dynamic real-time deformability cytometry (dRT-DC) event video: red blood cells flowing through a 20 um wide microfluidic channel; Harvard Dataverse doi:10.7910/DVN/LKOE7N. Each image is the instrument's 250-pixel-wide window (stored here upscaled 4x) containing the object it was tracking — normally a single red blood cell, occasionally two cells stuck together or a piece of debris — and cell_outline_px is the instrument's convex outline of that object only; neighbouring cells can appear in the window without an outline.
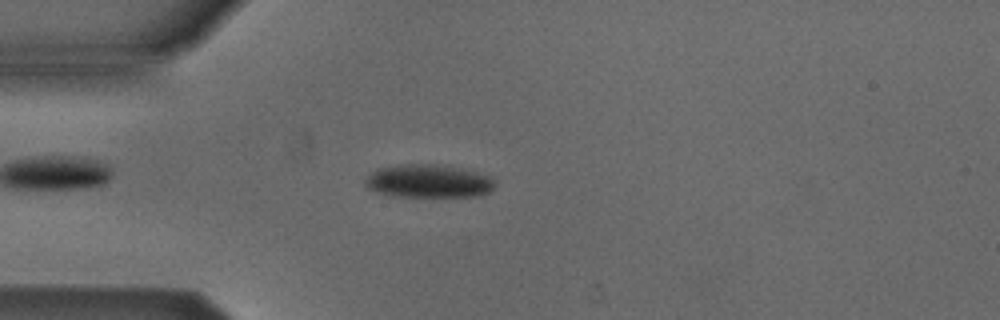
{"species": "Egyptian fruit bat (a non-hibernating species)", "species_latin": "Rousettus aegyptiacus", "temperature_condition": "cold", "stored_images_in_passage": 45, "camera_frame_rate_fps": 3000, "um_per_image_px": 0.085, "animal": {"sex": "male"}, "frame": {"image": 1, "passage_image": 6, "time_ms": 1.667, "image_size_px": [1000, 320], "cell_outline_px": [[496, 184], [488, 192], [476, 196], [392, 196], [376, 192], [368, 188], [364, 184], [364, 180], [376, 168], [400, 164], [444, 164], [464, 168], [488, 176]], "centroid_in_image_um": [36.38, 15.38], "position_along_channel_um": 48.6, "area_um2": 25.2}}
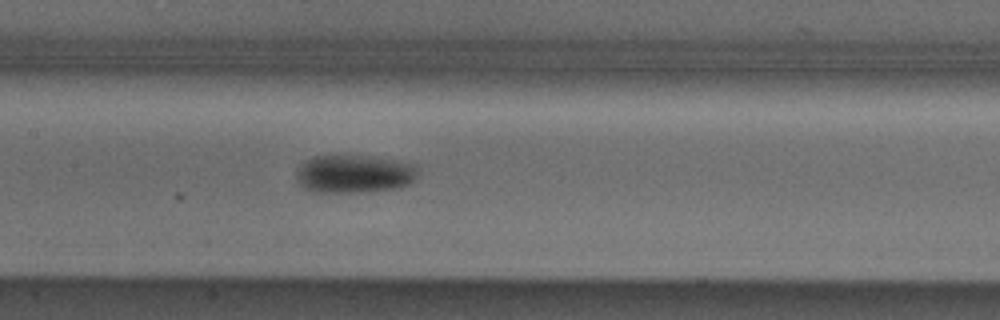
{"frame": {"image": 2, "passage_image": 17, "time_ms": 5.333, "image_size_px": [1000, 320], "cell_outline_px": [[416, 176], [412, 184], [400, 188], [368, 192], [312, 192], [304, 188], [300, 184], [296, 176], [296, 172], [308, 160], [316, 156], [364, 156], [392, 160], [416, 164]], "centroid_in_image_um": [30.15, 14.81], "position_along_channel_um": 177.3, "area_um2": 26.82}}
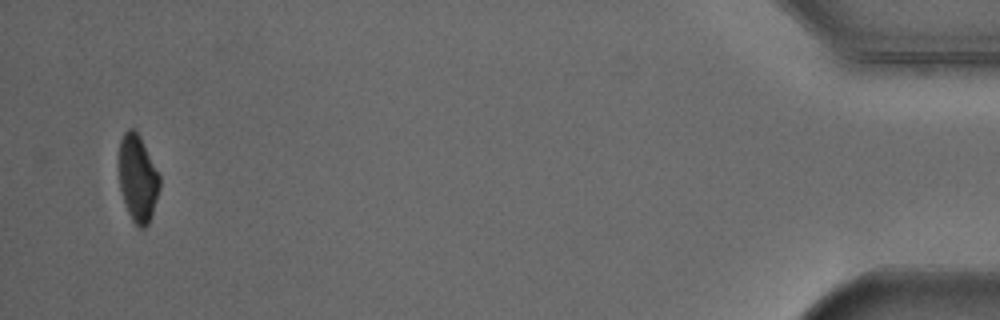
{"frame": {"image": 3, "passage_image": 43, "time_ms": 14.0, "image_size_px": [1000, 320], "cell_outline_px": [[160, 188], [152, 216], [148, 224], [144, 228], [140, 228], [132, 220], [128, 212], [120, 188], [120, 140], [124, 132], [128, 128], [132, 128], [136, 132], [160, 176]], "centroid_in_image_um": [11.72, 15.21], "position_along_channel_um": 423.5, "area_um2": 20.06}, "authors_computed_cell_mechanics": {"area_um2": 24.276, "velocity_mm_per_s": 3.8693, "shape_relaxation_time_tau1_ms": 2.8064, "shape_relaxation_time_tau2_ms": null, "deformation_change_tau1": 0.0973, "deformation_change_tau2": null}}